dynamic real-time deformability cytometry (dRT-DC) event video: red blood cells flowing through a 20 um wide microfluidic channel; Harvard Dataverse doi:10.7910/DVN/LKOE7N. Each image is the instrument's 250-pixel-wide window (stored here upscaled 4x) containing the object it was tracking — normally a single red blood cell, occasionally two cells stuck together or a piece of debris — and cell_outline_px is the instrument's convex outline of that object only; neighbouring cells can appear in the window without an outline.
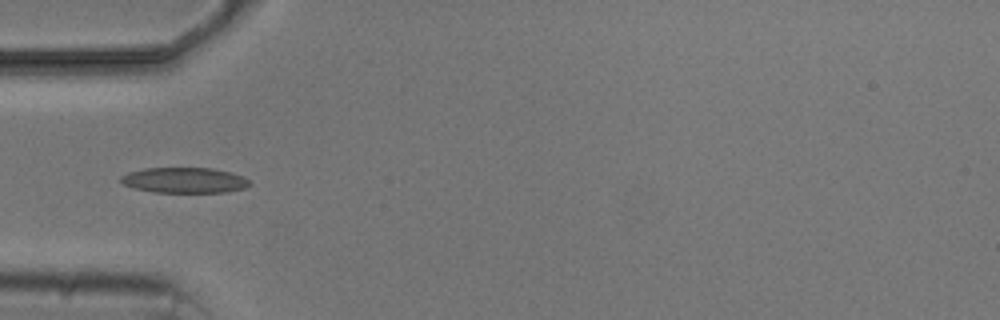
{"species": "common noctule bat (a hibernating species)", "species_latin": "Nyctalus noctula", "temperature_condition": "cold", "stored_images_in_passage": 6, "camera_frame_rate_fps": 3000, "um_per_image_px": 0.085, "animal": {"sex": "male", "body_mass_g": 20.5, "forearm_length_mm": 52.5}, "frame": {"image": 1, "passage_image": 4, "time_ms": 4.667, "image_size_px": [1000, 320], "cell_outline_px": [[252, 184], [244, 188], [228, 192], [152, 192], [132, 188], [124, 184], [120, 180], [120, 176], [128, 172], [144, 168], [212, 168], [232, 172], [244, 176]], "centroid_in_image_um": [15.68, 15.32], "position_along_channel_um": 69.3, "area_um2": 19.31}}
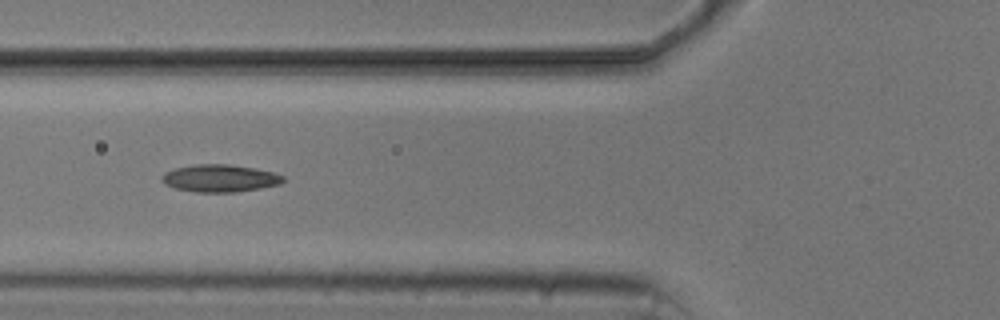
{"frame": {"image": 2, "passage_image": 5, "time_ms": 5.667, "image_size_px": [1000, 320], "cell_outline_px": [[284, 180], [280, 184], [260, 188], [236, 192], [196, 192], [176, 188], [164, 184], [160, 180], [160, 176], [164, 172], [176, 168], [196, 164], [228, 164], [256, 168], [272, 172], [284, 176]], "centroid_in_image_um": [18.67, 15.15], "position_along_channel_um": 107.1, "area_um2": 19.42}}
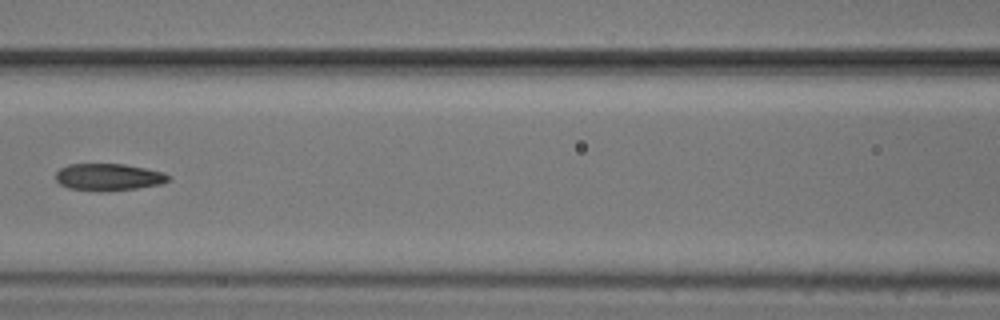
{"frame": {"image": 3, "passage_image": 6, "time_ms": 7.0, "image_size_px": [1000, 320], "cell_outline_px": [[172, 180], [160, 184], [136, 188], [100, 192], [68, 188], [60, 184], [56, 180], [56, 172], [60, 168], [68, 164], [124, 164], [144, 168], [160, 172], [172, 176]], "centroid_in_image_um": [9.21, 15.06], "position_along_channel_um": 157.4, "area_um2": 17.8}}